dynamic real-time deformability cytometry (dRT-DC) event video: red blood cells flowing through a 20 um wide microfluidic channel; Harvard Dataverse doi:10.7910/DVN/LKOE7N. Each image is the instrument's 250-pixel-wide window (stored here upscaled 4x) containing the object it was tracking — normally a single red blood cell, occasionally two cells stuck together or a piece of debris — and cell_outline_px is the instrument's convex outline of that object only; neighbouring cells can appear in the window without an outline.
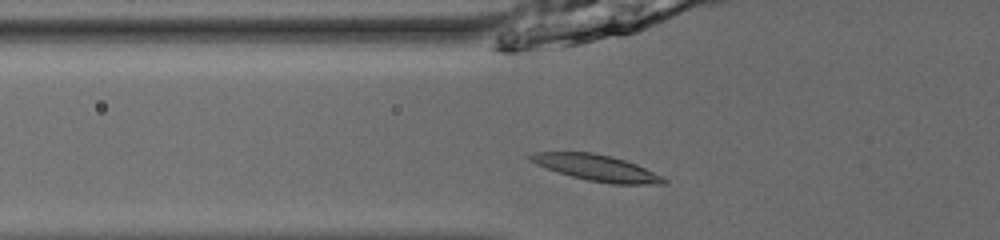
{"species": "common noctule bat (a hibernating species)", "species_latin": "Nyctalus noctula", "temperature_condition": "room temperature", "stored_images_in_passage": 35, "camera_frame_rate_fps": 3000, "um_per_image_px": 0.085, "animal": {"sex": "male", "body_mass_g": 13.0, "forearm_length_mm": 53.1}, "frame": {"image": 1, "passage_image": 3, "time_ms": 0.667, "image_size_px": [1000, 240], "cell_outline_px": [[668, 184], [612, 184], [588, 180], [572, 176], [536, 164], [528, 160], [528, 156], [536, 152], [592, 152], [612, 156], [636, 164], [668, 180]], "centroid_in_image_um": [50.72, 14.26], "position_along_channel_um": 75.1, "area_um2": 20.0}}
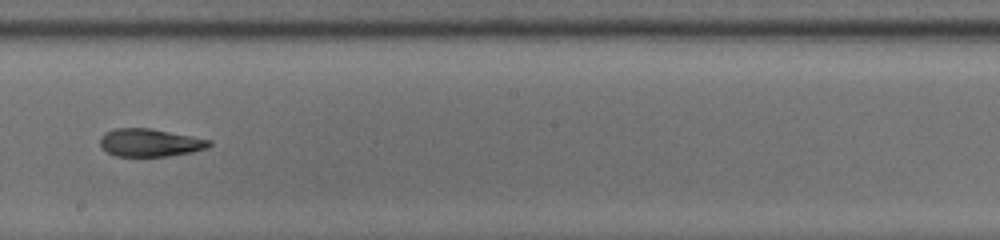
{"frame": {"image": 2, "passage_image": 15, "time_ms": 4.667, "image_size_px": [1000, 240], "cell_outline_px": [[212, 144], [208, 148], [192, 152], [168, 156], [116, 156], [108, 152], [100, 144], [100, 136], [104, 132], [116, 128], [152, 128], [212, 140]], "centroid_in_image_um": [12.77, 12.12], "position_along_channel_um": 235.4, "area_um2": 17.8}}
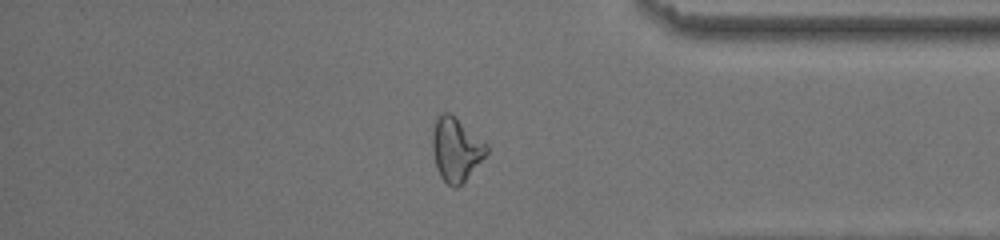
{"frame": {"image": 3, "passage_image": 28, "time_ms": 9.0, "image_size_px": [1000, 240], "cell_outline_px": [[488, 152], [464, 184], [456, 188], [452, 188], [440, 176], [436, 168], [432, 148], [432, 132], [436, 120], [440, 112], [448, 112], [488, 144]], "centroid_in_image_um": [38.76, 12.74], "position_along_channel_um": 396.4, "area_um2": 20.17}, "authors_computed_cell_mechanics": {"area_um2": 18.9006, "velocity_mm_per_s": 3.9861, "shape_relaxation_time_tau1_ms": 8.5326, "shape_relaxation_time_tau2_ms": 2.844, "deformation_change_tau1": 0.2172, "deformation_change_tau2": 0.0893}}